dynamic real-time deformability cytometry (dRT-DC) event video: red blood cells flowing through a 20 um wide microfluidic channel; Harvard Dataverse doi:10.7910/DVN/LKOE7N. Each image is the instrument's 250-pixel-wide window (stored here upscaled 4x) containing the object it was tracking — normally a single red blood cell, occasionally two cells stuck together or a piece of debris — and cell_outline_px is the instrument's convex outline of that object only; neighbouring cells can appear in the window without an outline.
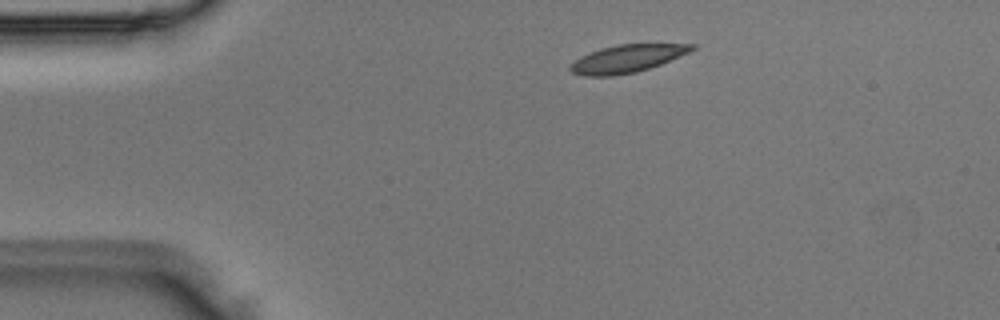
{"species": "Egyptian fruit bat (a non-hibernating species)", "species_latin": "Rousettus aegyptiacus", "temperature_condition": "room temperature", "stored_images_in_passage": 5, "camera_frame_rate_fps": 3000, "um_per_image_px": 0.085, "animal": {"sex": "male"}, "frame": {"image": 1, "passage_image": 2, "time_ms": 0.333, "image_size_px": [1000, 320], "cell_outline_px": [[696, 48], [688, 52], [660, 64], [636, 72], [612, 76], [584, 76], [572, 72], [568, 68], [580, 56], [600, 48], [616, 44], [696, 44]], "centroid_in_image_um": [53.27, 4.98], "position_along_channel_um": 31.7, "area_um2": 19.42}}
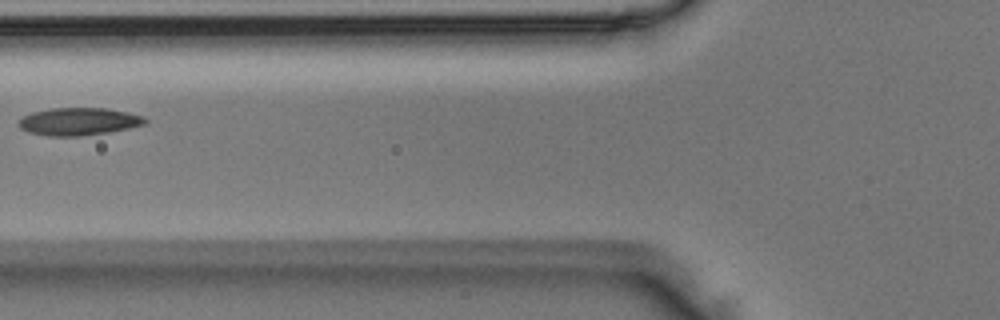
{"frame": {"image": 2, "passage_image": 5, "time_ms": 1.333, "image_size_px": [1000, 320], "cell_outline_px": [[148, 120], [144, 124], [128, 128], [108, 132], [80, 136], [48, 136], [28, 132], [20, 128], [16, 120], [32, 112], [52, 108], [108, 108], [128, 112], [144, 116]], "centroid_in_image_um": [6.67, 10.32], "position_along_channel_um": 119.1, "area_um2": 20.4}}